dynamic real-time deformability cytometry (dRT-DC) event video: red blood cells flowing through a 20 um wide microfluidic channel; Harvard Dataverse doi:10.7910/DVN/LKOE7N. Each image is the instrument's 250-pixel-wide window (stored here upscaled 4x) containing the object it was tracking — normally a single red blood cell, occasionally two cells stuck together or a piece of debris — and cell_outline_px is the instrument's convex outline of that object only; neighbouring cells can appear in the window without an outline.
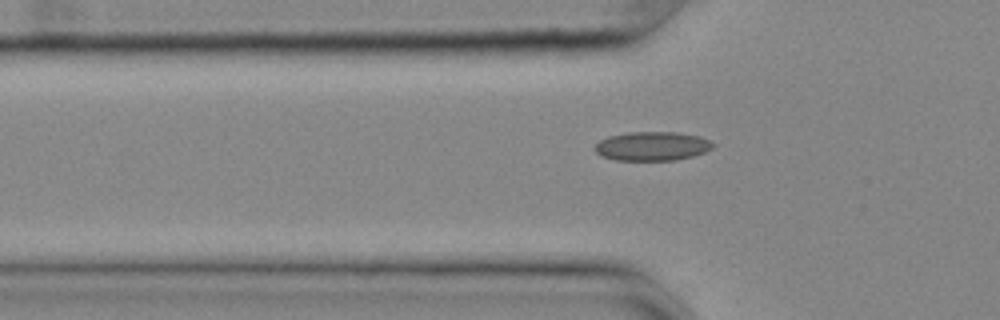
{"species": "common noctule bat (a hibernating species)", "species_latin": "Nyctalus noctula", "temperature_condition": "cold", "stored_images_in_passage": 41, "camera_frame_rate_fps": 3000, "um_per_image_px": 0.085, "animal": {"sex": "female", "body_mass_g": 25.1}, "frame": {"image": 1, "passage_image": 4, "time_ms": 1.0, "image_size_px": [1000, 320], "cell_outline_px": [[716, 144], [712, 148], [704, 152], [692, 156], [676, 160], [616, 160], [600, 156], [592, 148], [600, 140], [608, 136], [628, 132], [676, 132], [700, 136]], "centroid_in_image_um": [55.41, 12.42], "position_along_channel_um": 70.4, "area_um2": 20.06}}
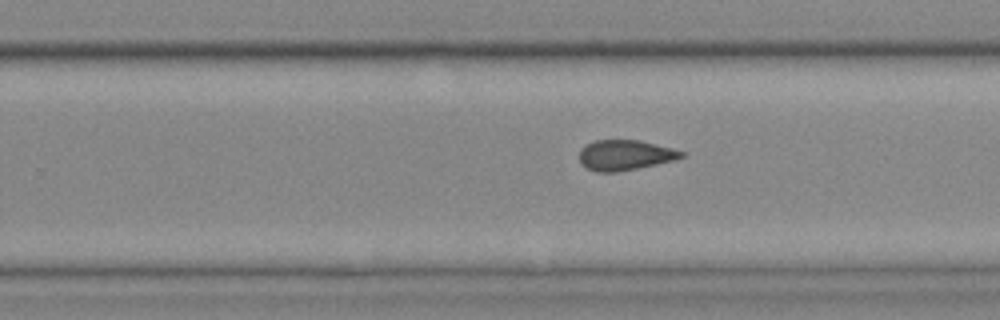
{"frame": {"image": 2, "passage_image": 21, "time_ms": 6.667, "image_size_px": [1000, 320], "cell_outline_px": [[684, 156], [676, 160], [616, 172], [596, 172], [588, 168], [580, 160], [580, 148], [584, 144], [596, 140], [640, 140], [672, 148], [684, 152]], "centroid_in_image_um": [53.13, 13.17], "position_along_channel_um": 276.7, "area_um2": 17.92}}
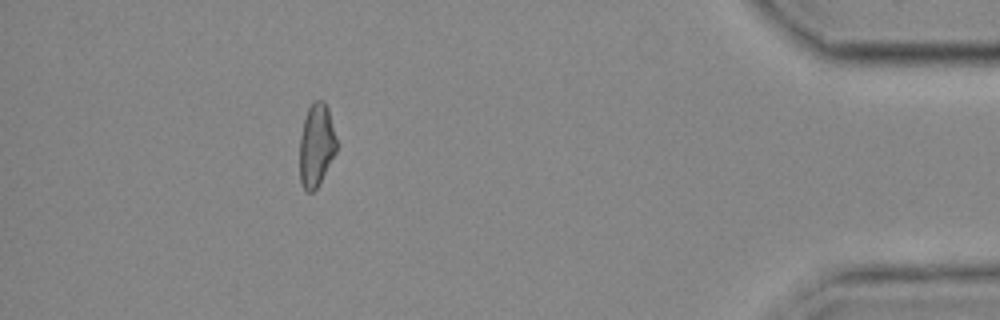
{"frame": {"image": 3, "passage_image": 36, "time_ms": 11.667, "image_size_px": [1000, 320], "cell_outline_px": [[336, 152], [316, 188], [312, 192], [308, 192], [300, 184], [300, 136], [304, 120], [308, 108], [316, 100], [324, 100], [328, 108], [336, 140]], "centroid_in_image_um": [26.87, 12.34], "position_along_channel_um": 408.3, "area_um2": 17.51}}